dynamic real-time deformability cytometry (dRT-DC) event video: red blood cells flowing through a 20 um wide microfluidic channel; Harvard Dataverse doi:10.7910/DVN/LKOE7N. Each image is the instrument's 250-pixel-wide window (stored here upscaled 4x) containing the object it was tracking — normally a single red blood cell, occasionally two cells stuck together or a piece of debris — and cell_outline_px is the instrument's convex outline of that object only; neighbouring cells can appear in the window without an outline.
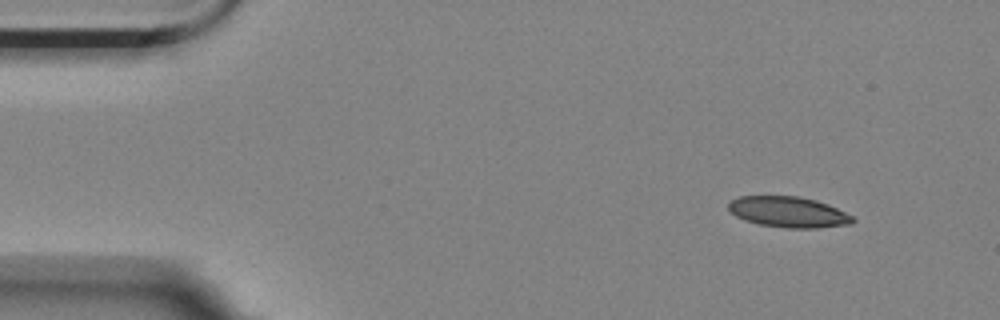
{"species": "Egyptian fruit bat (a non-hibernating species)", "species_latin": "Rousettus aegyptiacus", "temperature_condition": "room temperature", "stored_images_in_passage": 4, "camera_frame_rate_fps": 3000, "um_per_image_px": 0.085, "animal": {"sex": "female"}, "frame": {"image": 1, "passage_image": 1, "time_ms": 0.0, "image_size_px": [1000, 320], "cell_outline_px": [[856, 220], [852, 224], [816, 228], [788, 228], [760, 224], [744, 220], [736, 216], [728, 208], [728, 204], [732, 200], [740, 196], [796, 196], [816, 200], [828, 204], [852, 216]], "centroid_in_image_um": [67.03, 18.02], "position_along_channel_um": 18.0, "area_um2": 22.14}}
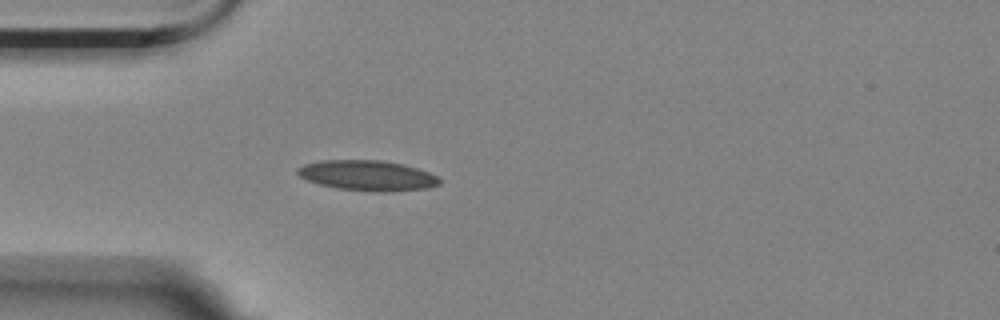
{"frame": {"image": 2, "passage_image": 4, "time_ms": 1.0, "image_size_px": [1000, 320], "cell_outline_px": [[440, 184], [428, 188], [392, 192], [372, 192], [336, 188], [320, 184], [308, 180], [300, 176], [296, 172], [296, 168], [304, 164], [320, 160], [380, 160], [400, 164], [416, 168], [428, 172], [436, 176], [440, 180]], "centroid_in_image_um": [31.21, 14.93], "position_along_channel_um": 53.8, "area_um2": 25.09}}